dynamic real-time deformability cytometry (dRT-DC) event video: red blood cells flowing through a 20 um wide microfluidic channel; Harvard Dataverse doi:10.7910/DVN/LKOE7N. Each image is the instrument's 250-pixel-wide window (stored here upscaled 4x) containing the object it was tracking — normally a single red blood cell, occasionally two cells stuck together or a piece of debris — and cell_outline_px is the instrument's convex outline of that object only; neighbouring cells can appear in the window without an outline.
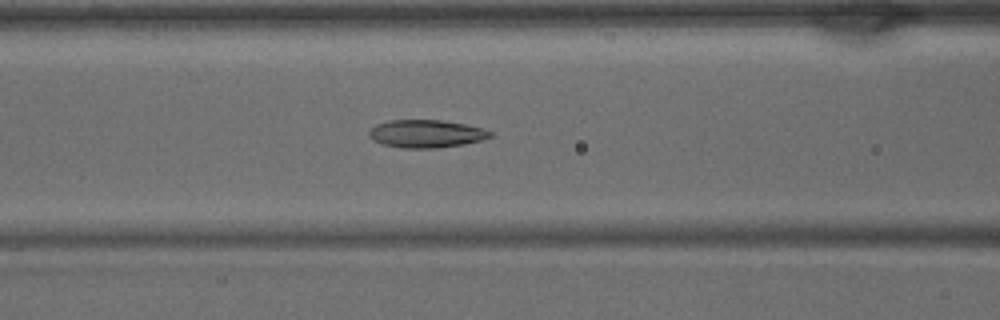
{"species": "common noctule bat (a hibernating species)", "species_latin": "Nyctalus noctula", "temperature_condition": "warm", "stored_images_in_passage": 37, "camera_frame_rate_fps": 3000, "um_per_image_px": 0.085, "animal": {"sex": "male", "body_mass_g": 15.6}, "frame": {"image": 1, "passage_image": 13, "time_ms": 4.0, "image_size_px": [1000, 320], "cell_outline_px": [[492, 136], [480, 140], [464, 144], [436, 148], [404, 148], [384, 144], [372, 140], [368, 136], [368, 132], [376, 124], [388, 120], [440, 120], [464, 124], [484, 128], [492, 132]], "centroid_in_image_um": [36.21, 11.36], "position_along_channel_um": 130.4, "area_um2": 19.59}}
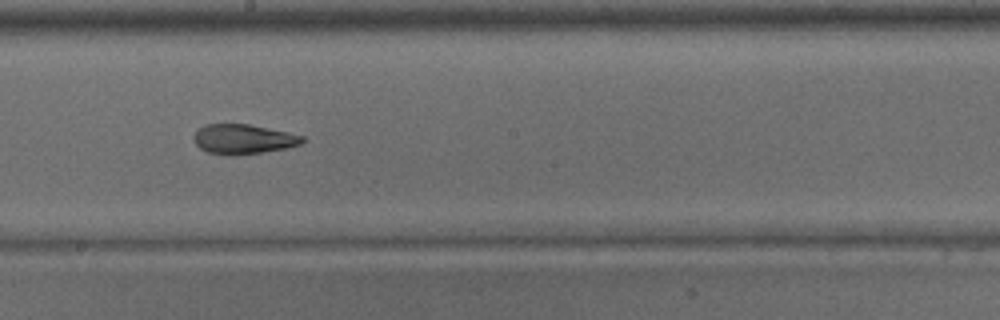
{"frame": {"image": 2, "passage_image": 19, "time_ms": 6.0, "image_size_px": [1000, 320], "cell_outline_px": [[304, 140], [300, 144], [284, 148], [260, 152], [228, 156], [208, 152], [200, 148], [192, 140], [192, 136], [204, 124], [248, 124], [288, 132], [304, 136]], "centroid_in_image_um": [20.63, 11.82], "position_along_channel_um": 227.6, "area_um2": 18.67}}
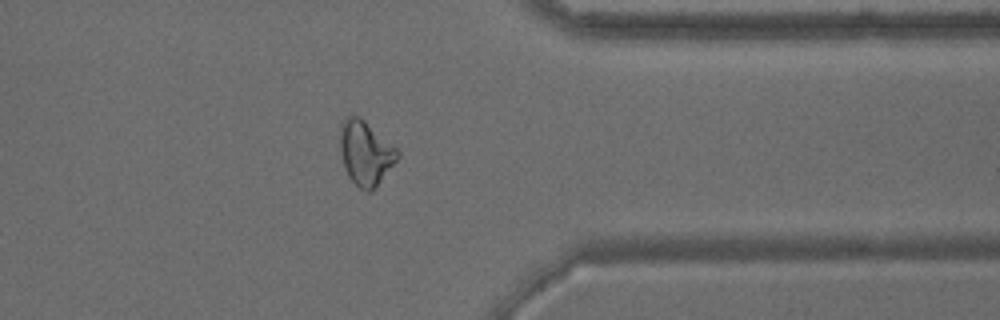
{"frame": {"image": 3, "passage_image": 29, "time_ms": 9.333, "image_size_px": [1000, 320], "cell_outline_px": [[400, 156], [372, 192], [368, 192], [360, 188], [348, 176], [344, 168], [340, 152], [340, 132], [344, 116], [360, 116], [396, 148], [400, 152]], "centroid_in_image_um": [31.06, 13.01], "position_along_channel_um": 380.3, "area_um2": 21.44}}